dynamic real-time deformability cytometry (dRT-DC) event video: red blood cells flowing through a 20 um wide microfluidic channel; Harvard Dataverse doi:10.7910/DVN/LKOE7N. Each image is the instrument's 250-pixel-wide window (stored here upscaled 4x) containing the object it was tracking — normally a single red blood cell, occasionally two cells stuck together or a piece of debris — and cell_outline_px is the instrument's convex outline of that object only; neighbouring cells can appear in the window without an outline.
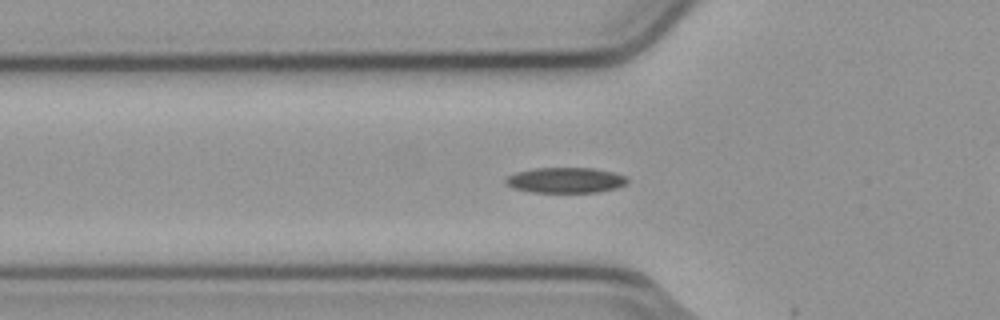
{"species": "common noctule bat (a hibernating species)", "species_latin": "Nyctalus noctula", "temperature_condition": "cold", "stored_images_in_passage": 5, "camera_frame_rate_fps": 3000, "um_per_image_px": 0.085, "animal": {"sex": "male", "body_mass_g": 23.1, "forearm_length_mm": 52.7}, "frame": {"image": 1, "passage_image": 3, "time_ms": 0.667, "image_size_px": [1000, 320], "cell_outline_px": [[628, 180], [624, 184], [616, 188], [596, 192], [532, 192], [512, 188], [504, 180], [508, 176], [516, 172], [536, 168], [592, 168], [612, 172], [624, 176]], "centroid_in_image_um": [48.04, 15.31], "position_along_channel_um": 77.8, "area_um2": 17.8}}